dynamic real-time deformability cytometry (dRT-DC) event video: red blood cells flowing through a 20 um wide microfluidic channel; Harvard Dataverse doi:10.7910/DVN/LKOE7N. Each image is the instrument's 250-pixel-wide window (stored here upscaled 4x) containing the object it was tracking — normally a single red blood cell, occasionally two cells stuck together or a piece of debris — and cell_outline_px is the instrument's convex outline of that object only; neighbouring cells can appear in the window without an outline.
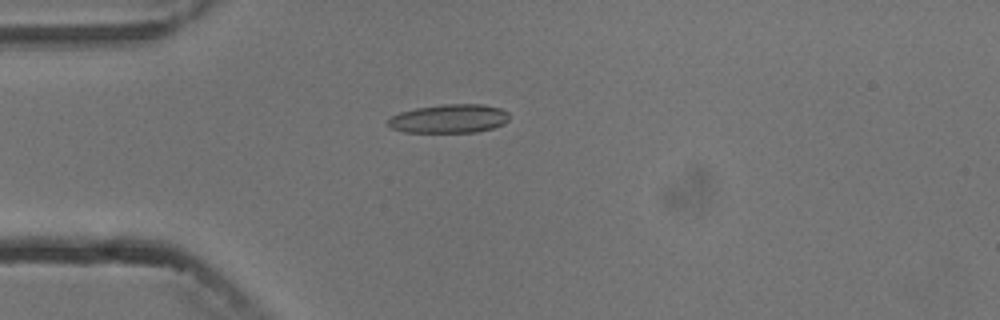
{"species": "common noctule bat (a hibernating species)", "species_latin": "Nyctalus noctula", "temperature_condition": "cold", "stored_images_in_passage": 6, "camera_frame_rate_fps": 3000, "um_per_image_px": 0.085, "animal": {"sex": "male", "body_mass_g": 13.3}, "frame": {"image": 1, "passage_image": 5, "time_ms": 4.667, "image_size_px": [1000, 320], "cell_outline_px": [[508, 120], [504, 124], [492, 128], [476, 132], [404, 132], [392, 128], [388, 124], [388, 120], [392, 116], [400, 112], [416, 108], [444, 104], [484, 104], [500, 108], [508, 112]], "centroid_in_image_um": [38.2, 10.08], "position_along_channel_um": 46.8, "area_um2": 20.23}}